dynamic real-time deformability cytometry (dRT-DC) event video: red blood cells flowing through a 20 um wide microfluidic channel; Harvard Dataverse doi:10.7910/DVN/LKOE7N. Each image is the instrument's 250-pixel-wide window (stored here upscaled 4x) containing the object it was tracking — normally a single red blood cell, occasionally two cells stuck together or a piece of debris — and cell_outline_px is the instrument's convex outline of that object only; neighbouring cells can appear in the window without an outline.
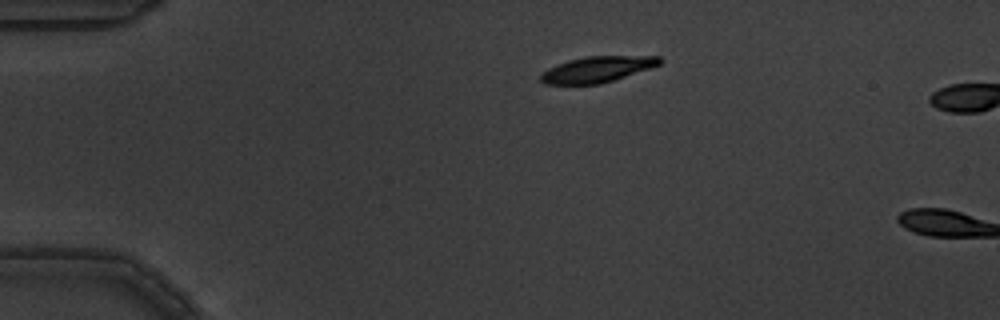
{"species": "common noctule bat (a hibernating species)", "species_latin": "Nyctalus noctula", "temperature_condition": "warm", "stored_images_in_passage": 4, "camera_frame_rate_fps": 3000, "um_per_image_px": 0.085, "animal": {"sex": "male", "body_mass_g": 19.5, "forearm_length_mm": 54.6}, "frame": {"image": 1, "passage_image": 3, "time_ms": 0.667, "image_size_px": [1000, 320], "cell_outline_px": [[664, 60], [660, 64], [600, 84], [544, 84], [540, 80], [540, 76], [548, 68], [568, 60], [588, 56], [660, 56]], "centroid_in_image_um": [50.74, 5.89], "position_along_channel_um": 34.3, "area_um2": 17.63}}